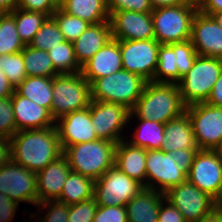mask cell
I'll return each instance as SVG.
<instances>
[{
    "label": "cell",
    "mask_w": 222,
    "mask_h": 222,
    "mask_svg": "<svg viewBox=\"0 0 222 222\" xmlns=\"http://www.w3.org/2000/svg\"><path fill=\"white\" fill-rule=\"evenodd\" d=\"M11 160L37 173L63 154L57 129L21 130L9 140Z\"/></svg>",
    "instance_id": "1"
},
{
    "label": "cell",
    "mask_w": 222,
    "mask_h": 222,
    "mask_svg": "<svg viewBox=\"0 0 222 222\" xmlns=\"http://www.w3.org/2000/svg\"><path fill=\"white\" fill-rule=\"evenodd\" d=\"M185 108L177 84L150 81L132 108L128 125L135 117L165 124L180 117Z\"/></svg>",
    "instance_id": "2"
},
{
    "label": "cell",
    "mask_w": 222,
    "mask_h": 222,
    "mask_svg": "<svg viewBox=\"0 0 222 222\" xmlns=\"http://www.w3.org/2000/svg\"><path fill=\"white\" fill-rule=\"evenodd\" d=\"M116 143L96 141L68 146L63 150L71 171L98 180L114 166Z\"/></svg>",
    "instance_id": "3"
},
{
    "label": "cell",
    "mask_w": 222,
    "mask_h": 222,
    "mask_svg": "<svg viewBox=\"0 0 222 222\" xmlns=\"http://www.w3.org/2000/svg\"><path fill=\"white\" fill-rule=\"evenodd\" d=\"M147 81L127 70H120L90 84L91 100L113 102L130 110L142 95Z\"/></svg>",
    "instance_id": "4"
},
{
    "label": "cell",
    "mask_w": 222,
    "mask_h": 222,
    "mask_svg": "<svg viewBox=\"0 0 222 222\" xmlns=\"http://www.w3.org/2000/svg\"><path fill=\"white\" fill-rule=\"evenodd\" d=\"M221 71L222 59L198 55L177 83L184 105L206 102Z\"/></svg>",
    "instance_id": "5"
},
{
    "label": "cell",
    "mask_w": 222,
    "mask_h": 222,
    "mask_svg": "<svg viewBox=\"0 0 222 222\" xmlns=\"http://www.w3.org/2000/svg\"><path fill=\"white\" fill-rule=\"evenodd\" d=\"M53 99L51 115L54 120L89 107L91 103L90 83L83 74H58L53 77Z\"/></svg>",
    "instance_id": "6"
},
{
    "label": "cell",
    "mask_w": 222,
    "mask_h": 222,
    "mask_svg": "<svg viewBox=\"0 0 222 222\" xmlns=\"http://www.w3.org/2000/svg\"><path fill=\"white\" fill-rule=\"evenodd\" d=\"M198 9L187 4L153 9L151 12L155 39L172 44L191 39L192 20Z\"/></svg>",
    "instance_id": "7"
},
{
    "label": "cell",
    "mask_w": 222,
    "mask_h": 222,
    "mask_svg": "<svg viewBox=\"0 0 222 222\" xmlns=\"http://www.w3.org/2000/svg\"><path fill=\"white\" fill-rule=\"evenodd\" d=\"M143 189L141 183L113 166L95 180L94 198L99 206H126Z\"/></svg>",
    "instance_id": "8"
},
{
    "label": "cell",
    "mask_w": 222,
    "mask_h": 222,
    "mask_svg": "<svg viewBox=\"0 0 222 222\" xmlns=\"http://www.w3.org/2000/svg\"><path fill=\"white\" fill-rule=\"evenodd\" d=\"M199 150H214L222 141V107L206 102L185 108Z\"/></svg>",
    "instance_id": "9"
},
{
    "label": "cell",
    "mask_w": 222,
    "mask_h": 222,
    "mask_svg": "<svg viewBox=\"0 0 222 222\" xmlns=\"http://www.w3.org/2000/svg\"><path fill=\"white\" fill-rule=\"evenodd\" d=\"M89 109L98 139L118 144L127 138L123 131L129 124L131 114L129 108L113 102L91 100Z\"/></svg>",
    "instance_id": "10"
},
{
    "label": "cell",
    "mask_w": 222,
    "mask_h": 222,
    "mask_svg": "<svg viewBox=\"0 0 222 222\" xmlns=\"http://www.w3.org/2000/svg\"><path fill=\"white\" fill-rule=\"evenodd\" d=\"M160 44L156 39L120 40L122 68L154 82Z\"/></svg>",
    "instance_id": "11"
},
{
    "label": "cell",
    "mask_w": 222,
    "mask_h": 222,
    "mask_svg": "<svg viewBox=\"0 0 222 222\" xmlns=\"http://www.w3.org/2000/svg\"><path fill=\"white\" fill-rule=\"evenodd\" d=\"M187 180V175L175 163L172 151L147 150L146 188L166 193Z\"/></svg>",
    "instance_id": "12"
},
{
    "label": "cell",
    "mask_w": 222,
    "mask_h": 222,
    "mask_svg": "<svg viewBox=\"0 0 222 222\" xmlns=\"http://www.w3.org/2000/svg\"><path fill=\"white\" fill-rule=\"evenodd\" d=\"M0 192L11 200L37 205V174L10 160L0 167Z\"/></svg>",
    "instance_id": "13"
},
{
    "label": "cell",
    "mask_w": 222,
    "mask_h": 222,
    "mask_svg": "<svg viewBox=\"0 0 222 222\" xmlns=\"http://www.w3.org/2000/svg\"><path fill=\"white\" fill-rule=\"evenodd\" d=\"M164 195L186 222H197L214 210V199L188 180L170 188Z\"/></svg>",
    "instance_id": "14"
},
{
    "label": "cell",
    "mask_w": 222,
    "mask_h": 222,
    "mask_svg": "<svg viewBox=\"0 0 222 222\" xmlns=\"http://www.w3.org/2000/svg\"><path fill=\"white\" fill-rule=\"evenodd\" d=\"M187 180L213 199L222 181V162L214 150H198Z\"/></svg>",
    "instance_id": "15"
},
{
    "label": "cell",
    "mask_w": 222,
    "mask_h": 222,
    "mask_svg": "<svg viewBox=\"0 0 222 222\" xmlns=\"http://www.w3.org/2000/svg\"><path fill=\"white\" fill-rule=\"evenodd\" d=\"M112 38L116 40L155 39L151 13L116 11L110 15Z\"/></svg>",
    "instance_id": "16"
},
{
    "label": "cell",
    "mask_w": 222,
    "mask_h": 222,
    "mask_svg": "<svg viewBox=\"0 0 222 222\" xmlns=\"http://www.w3.org/2000/svg\"><path fill=\"white\" fill-rule=\"evenodd\" d=\"M190 40L198 55L222 59V28L211 15L196 12Z\"/></svg>",
    "instance_id": "17"
},
{
    "label": "cell",
    "mask_w": 222,
    "mask_h": 222,
    "mask_svg": "<svg viewBox=\"0 0 222 222\" xmlns=\"http://www.w3.org/2000/svg\"><path fill=\"white\" fill-rule=\"evenodd\" d=\"M62 150L68 146L98 140L89 107L73 111L55 121Z\"/></svg>",
    "instance_id": "18"
},
{
    "label": "cell",
    "mask_w": 222,
    "mask_h": 222,
    "mask_svg": "<svg viewBox=\"0 0 222 222\" xmlns=\"http://www.w3.org/2000/svg\"><path fill=\"white\" fill-rule=\"evenodd\" d=\"M122 69L120 40L112 38L82 66L81 73L91 84Z\"/></svg>",
    "instance_id": "19"
},
{
    "label": "cell",
    "mask_w": 222,
    "mask_h": 222,
    "mask_svg": "<svg viewBox=\"0 0 222 222\" xmlns=\"http://www.w3.org/2000/svg\"><path fill=\"white\" fill-rule=\"evenodd\" d=\"M12 106L16 124V133L21 130L44 129L55 126V120L49 109L19 95L12 94Z\"/></svg>",
    "instance_id": "20"
},
{
    "label": "cell",
    "mask_w": 222,
    "mask_h": 222,
    "mask_svg": "<svg viewBox=\"0 0 222 222\" xmlns=\"http://www.w3.org/2000/svg\"><path fill=\"white\" fill-rule=\"evenodd\" d=\"M70 171L68 160L62 154L45 169L37 172V204L49 200H58Z\"/></svg>",
    "instance_id": "21"
},
{
    "label": "cell",
    "mask_w": 222,
    "mask_h": 222,
    "mask_svg": "<svg viewBox=\"0 0 222 222\" xmlns=\"http://www.w3.org/2000/svg\"><path fill=\"white\" fill-rule=\"evenodd\" d=\"M147 150L122 139L116 146L114 166L146 188Z\"/></svg>",
    "instance_id": "22"
},
{
    "label": "cell",
    "mask_w": 222,
    "mask_h": 222,
    "mask_svg": "<svg viewBox=\"0 0 222 222\" xmlns=\"http://www.w3.org/2000/svg\"><path fill=\"white\" fill-rule=\"evenodd\" d=\"M111 39L110 21L90 24L79 38L73 42L75 57L79 65L82 67Z\"/></svg>",
    "instance_id": "23"
},
{
    "label": "cell",
    "mask_w": 222,
    "mask_h": 222,
    "mask_svg": "<svg viewBox=\"0 0 222 222\" xmlns=\"http://www.w3.org/2000/svg\"><path fill=\"white\" fill-rule=\"evenodd\" d=\"M164 199V193L144 188L125 206L128 222H157L160 204Z\"/></svg>",
    "instance_id": "24"
},
{
    "label": "cell",
    "mask_w": 222,
    "mask_h": 222,
    "mask_svg": "<svg viewBox=\"0 0 222 222\" xmlns=\"http://www.w3.org/2000/svg\"><path fill=\"white\" fill-rule=\"evenodd\" d=\"M164 136L165 141L161 148L163 151L199 149L190 119L186 113L165 123Z\"/></svg>",
    "instance_id": "25"
},
{
    "label": "cell",
    "mask_w": 222,
    "mask_h": 222,
    "mask_svg": "<svg viewBox=\"0 0 222 222\" xmlns=\"http://www.w3.org/2000/svg\"><path fill=\"white\" fill-rule=\"evenodd\" d=\"M59 7L69 15L79 17L90 24H99L110 19L107 0H63Z\"/></svg>",
    "instance_id": "26"
},
{
    "label": "cell",
    "mask_w": 222,
    "mask_h": 222,
    "mask_svg": "<svg viewBox=\"0 0 222 222\" xmlns=\"http://www.w3.org/2000/svg\"><path fill=\"white\" fill-rule=\"evenodd\" d=\"M53 77L27 76L15 91L51 112Z\"/></svg>",
    "instance_id": "27"
},
{
    "label": "cell",
    "mask_w": 222,
    "mask_h": 222,
    "mask_svg": "<svg viewBox=\"0 0 222 222\" xmlns=\"http://www.w3.org/2000/svg\"><path fill=\"white\" fill-rule=\"evenodd\" d=\"M138 127L134 128L133 135L130 139L126 140L132 145L142 147L146 150H161L165 141L164 126L157 121L147 119H137Z\"/></svg>",
    "instance_id": "28"
},
{
    "label": "cell",
    "mask_w": 222,
    "mask_h": 222,
    "mask_svg": "<svg viewBox=\"0 0 222 222\" xmlns=\"http://www.w3.org/2000/svg\"><path fill=\"white\" fill-rule=\"evenodd\" d=\"M94 184L93 179L70 171L58 201L69 206L89 200L94 197Z\"/></svg>",
    "instance_id": "29"
},
{
    "label": "cell",
    "mask_w": 222,
    "mask_h": 222,
    "mask_svg": "<svg viewBox=\"0 0 222 222\" xmlns=\"http://www.w3.org/2000/svg\"><path fill=\"white\" fill-rule=\"evenodd\" d=\"M22 54L27 76L54 77L58 75L54 70L48 51L37 50L29 45H25Z\"/></svg>",
    "instance_id": "30"
},
{
    "label": "cell",
    "mask_w": 222,
    "mask_h": 222,
    "mask_svg": "<svg viewBox=\"0 0 222 222\" xmlns=\"http://www.w3.org/2000/svg\"><path fill=\"white\" fill-rule=\"evenodd\" d=\"M10 14L14 17L17 33L24 45L31 43L36 32L49 17L41 12L25 11L20 8H16Z\"/></svg>",
    "instance_id": "31"
},
{
    "label": "cell",
    "mask_w": 222,
    "mask_h": 222,
    "mask_svg": "<svg viewBox=\"0 0 222 222\" xmlns=\"http://www.w3.org/2000/svg\"><path fill=\"white\" fill-rule=\"evenodd\" d=\"M54 70L58 74L80 73L82 67L75 57L73 43L67 40L48 50Z\"/></svg>",
    "instance_id": "32"
},
{
    "label": "cell",
    "mask_w": 222,
    "mask_h": 222,
    "mask_svg": "<svg viewBox=\"0 0 222 222\" xmlns=\"http://www.w3.org/2000/svg\"><path fill=\"white\" fill-rule=\"evenodd\" d=\"M154 82L178 83V68L176 65V54L173 51V43L160 44Z\"/></svg>",
    "instance_id": "33"
},
{
    "label": "cell",
    "mask_w": 222,
    "mask_h": 222,
    "mask_svg": "<svg viewBox=\"0 0 222 222\" xmlns=\"http://www.w3.org/2000/svg\"><path fill=\"white\" fill-rule=\"evenodd\" d=\"M25 45L16 30L14 17L3 13L0 17V55L21 52Z\"/></svg>",
    "instance_id": "34"
},
{
    "label": "cell",
    "mask_w": 222,
    "mask_h": 222,
    "mask_svg": "<svg viewBox=\"0 0 222 222\" xmlns=\"http://www.w3.org/2000/svg\"><path fill=\"white\" fill-rule=\"evenodd\" d=\"M65 41L53 17H48L29 44L34 49L48 51Z\"/></svg>",
    "instance_id": "35"
},
{
    "label": "cell",
    "mask_w": 222,
    "mask_h": 222,
    "mask_svg": "<svg viewBox=\"0 0 222 222\" xmlns=\"http://www.w3.org/2000/svg\"><path fill=\"white\" fill-rule=\"evenodd\" d=\"M52 17L57 22L60 31L64 35L65 40L69 42H74L79 36L87 29L90 25L87 21L69 15L64 12L60 7L52 14Z\"/></svg>",
    "instance_id": "36"
},
{
    "label": "cell",
    "mask_w": 222,
    "mask_h": 222,
    "mask_svg": "<svg viewBox=\"0 0 222 222\" xmlns=\"http://www.w3.org/2000/svg\"><path fill=\"white\" fill-rule=\"evenodd\" d=\"M24 65L22 51L0 55V70L4 71L14 88H17L27 77Z\"/></svg>",
    "instance_id": "37"
},
{
    "label": "cell",
    "mask_w": 222,
    "mask_h": 222,
    "mask_svg": "<svg viewBox=\"0 0 222 222\" xmlns=\"http://www.w3.org/2000/svg\"><path fill=\"white\" fill-rule=\"evenodd\" d=\"M36 206L37 210L39 209V212L37 211L36 213L35 211V215L30 214L29 217H38V222H68V205H66L65 203L58 200H49L38 203ZM44 209H46L47 211H45V214L42 211ZM40 210L42 212H40ZM37 220H31V222H37Z\"/></svg>",
    "instance_id": "38"
},
{
    "label": "cell",
    "mask_w": 222,
    "mask_h": 222,
    "mask_svg": "<svg viewBox=\"0 0 222 222\" xmlns=\"http://www.w3.org/2000/svg\"><path fill=\"white\" fill-rule=\"evenodd\" d=\"M173 51L176 54V65L178 68V82L190 70L198 56L191 40L173 43Z\"/></svg>",
    "instance_id": "39"
},
{
    "label": "cell",
    "mask_w": 222,
    "mask_h": 222,
    "mask_svg": "<svg viewBox=\"0 0 222 222\" xmlns=\"http://www.w3.org/2000/svg\"><path fill=\"white\" fill-rule=\"evenodd\" d=\"M16 133L12 96L0 98V136L10 140Z\"/></svg>",
    "instance_id": "40"
},
{
    "label": "cell",
    "mask_w": 222,
    "mask_h": 222,
    "mask_svg": "<svg viewBox=\"0 0 222 222\" xmlns=\"http://www.w3.org/2000/svg\"><path fill=\"white\" fill-rule=\"evenodd\" d=\"M98 204L93 197L89 200L68 206V222H92Z\"/></svg>",
    "instance_id": "41"
},
{
    "label": "cell",
    "mask_w": 222,
    "mask_h": 222,
    "mask_svg": "<svg viewBox=\"0 0 222 222\" xmlns=\"http://www.w3.org/2000/svg\"><path fill=\"white\" fill-rule=\"evenodd\" d=\"M109 15L116 11L151 13L153 8L149 0H107Z\"/></svg>",
    "instance_id": "42"
},
{
    "label": "cell",
    "mask_w": 222,
    "mask_h": 222,
    "mask_svg": "<svg viewBox=\"0 0 222 222\" xmlns=\"http://www.w3.org/2000/svg\"><path fill=\"white\" fill-rule=\"evenodd\" d=\"M92 222H128L125 206H99Z\"/></svg>",
    "instance_id": "43"
},
{
    "label": "cell",
    "mask_w": 222,
    "mask_h": 222,
    "mask_svg": "<svg viewBox=\"0 0 222 222\" xmlns=\"http://www.w3.org/2000/svg\"><path fill=\"white\" fill-rule=\"evenodd\" d=\"M58 7L59 4L55 0H19L17 8L25 11L41 12L52 17Z\"/></svg>",
    "instance_id": "44"
},
{
    "label": "cell",
    "mask_w": 222,
    "mask_h": 222,
    "mask_svg": "<svg viewBox=\"0 0 222 222\" xmlns=\"http://www.w3.org/2000/svg\"><path fill=\"white\" fill-rule=\"evenodd\" d=\"M157 222H186L181 212L168 200L164 199L159 208Z\"/></svg>",
    "instance_id": "45"
},
{
    "label": "cell",
    "mask_w": 222,
    "mask_h": 222,
    "mask_svg": "<svg viewBox=\"0 0 222 222\" xmlns=\"http://www.w3.org/2000/svg\"><path fill=\"white\" fill-rule=\"evenodd\" d=\"M199 149H178L172 151L175 163L186 175L189 174L195 154Z\"/></svg>",
    "instance_id": "46"
},
{
    "label": "cell",
    "mask_w": 222,
    "mask_h": 222,
    "mask_svg": "<svg viewBox=\"0 0 222 222\" xmlns=\"http://www.w3.org/2000/svg\"><path fill=\"white\" fill-rule=\"evenodd\" d=\"M19 205L0 192V222H11Z\"/></svg>",
    "instance_id": "47"
},
{
    "label": "cell",
    "mask_w": 222,
    "mask_h": 222,
    "mask_svg": "<svg viewBox=\"0 0 222 222\" xmlns=\"http://www.w3.org/2000/svg\"><path fill=\"white\" fill-rule=\"evenodd\" d=\"M206 103L216 107H222V71L218 80L215 82Z\"/></svg>",
    "instance_id": "48"
},
{
    "label": "cell",
    "mask_w": 222,
    "mask_h": 222,
    "mask_svg": "<svg viewBox=\"0 0 222 222\" xmlns=\"http://www.w3.org/2000/svg\"><path fill=\"white\" fill-rule=\"evenodd\" d=\"M11 160V143L5 137L0 136V167Z\"/></svg>",
    "instance_id": "49"
},
{
    "label": "cell",
    "mask_w": 222,
    "mask_h": 222,
    "mask_svg": "<svg viewBox=\"0 0 222 222\" xmlns=\"http://www.w3.org/2000/svg\"><path fill=\"white\" fill-rule=\"evenodd\" d=\"M15 88L7 79L4 71L0 70V98L11 97Z\"/></svg>",
    "instance_id": "50"
},
{
    "label": "cell",
    "mask_w": 222,
    "mask_h": 222,
    "mask_svg": "<svg viewBox=\"0 0 222 222\" xmlns=\"http://www.w3.org/2000/svg\"><path fill=\"white\" fill-rule=\"evenodd\" d=\"M199 10L207 15L220 12L222 11V0H207Z\"/></svg>",
    "instance_id": "51"
},
{
    "label": "cell",
    "mask_w": 222,
    "mask_h": 222,
    "mask_svg": "<svg viewBox=\"0 0 222 222\" xmlns=\"http://www.w3.org/2000/svg\"><path fill=\"white\" fill-rule=\"evenodd\" d=\"M153 9L187 4V0H149Z\"/></svg>",
    "instance_id": "52"
},
{
    "label": "cell",
    "mask_w": 222,
    "mask_h": 222,
    "mask_svg": "<svg viewBox=\"0 0 222 222\" xmlns=\"http://www.w3.org/2000/svg\"><path fill=\"white\" fill-rule=\"evenodd\" d=\"M19 0H0V11L10 13L18 7Z\"/></svg>",
    "instance_id": "53"
},
{
    "label": "cell",
    "mask_w": 222,
    "mask_h": 222,
    "mask_svg": "<svg viewBox=\"0 0 222 222\" xmlns=\"http://www.w3.org/2000/svg\"><path fill=\"white\" fill-rule=\"evenodd\" d=\"M197 222H222V212L214 209Z\"/></svg>",
    "instance_id": "54"
},
{
    "label": "cell",
    "mask_w": 222,
    "mask_h": 222,
    "mask_svg": "<svg viewBox=\"0 0 222 222\" xmlns=\"http://www.w3.org/2000/svg\"><path fill=\"white\" fill-rule=\"evenodd\" d=\"M214 209L222 212V181L218 194L214 197Z\"/></svg>",
    "instance_id": "55"
},
{
    "label": "cell",
    "mask_w": 222,
    "mask_h": 222,
    "mask_svg": "<svg viewBox=\"0 0 222 222\" xmlns=\"http://www.w3.org/2000/svg\"><path fill=\"white\" fill-rule=\"evenodd\" d=\"M206 1L207 0H187V3L199 10L206 3Z\"/></svg>",
    "instance_id": "56"
},
{
    "label": "cell",
    "mask_w": 222,
    "mask_h": 222,
    "mask_svg": "<svg viewBox=\"0 0 222 222\" xmlns=\"http://www.w3.org/2000/svg\"><path fill=\"white\" fill-rule=\"evenodd\" d=\"M213 19L218 23V25L222 28V11L211 14Z\"/></svg>",
    "instance_id": "57"
},
{
    "label": "cell",
    "mask_w": 222,
    "mask_h": 222,
    "mask_svg": "<svg viewBox=\"0 0 222 222\" xmlns=\"http://www.w3.org/2000/svg\"><path fill=\"white\" fill-rule=\"evenodd\" d=\"M214 151L216 152L217 156L219 157V159L222 162V141L217 145V147L214 149Z\"/></svg>",
    "instance_id": "58"
},
{
    "label": "cell",
    "mask_w": 222,
    "mask_h": 222,
    "mask_svg": "<svg viewBox=\"0 0 222 222\" xmlns=\"http://www.w3.org/2000/svg\"><path fill=\"white\" fill-rule=\"evenodd\" d=\"M58 4H60L63 0H55Z\"/></svg>",
    "instance_id": "59"
}]
</instances>
